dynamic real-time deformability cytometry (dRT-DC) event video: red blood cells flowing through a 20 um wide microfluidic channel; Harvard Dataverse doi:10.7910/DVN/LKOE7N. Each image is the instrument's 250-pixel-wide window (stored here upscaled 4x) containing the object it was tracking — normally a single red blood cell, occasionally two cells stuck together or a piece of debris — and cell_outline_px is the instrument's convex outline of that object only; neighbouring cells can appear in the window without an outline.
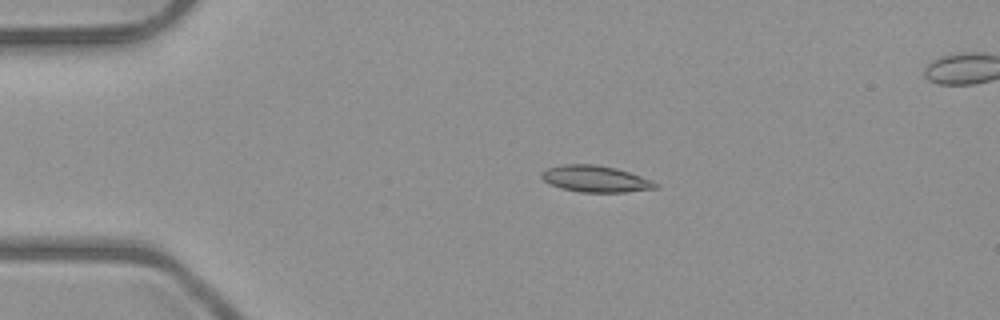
{"species": "common noctule bat (a hibernating species)", "species_latin": "Nyctalus noctula", "temperature_condition": "room temperature", "stored_images_in_passage": 6, "camera_frame_rate_fps": 3000, "um_per_image_px": 0.085, "animal": {"sex": "male", "body_mass_g": 23.1, "forearm_length_mm": 52.7}, "frame": {"image": 1, "passage_image": 4, "time_ms": 3.667, "image_size_px": [1000, 320], "cell_outline_px": [[660, 188], [624, 192], [580, 192], [560, 188], [548, 184], [540, 176], [540, 172], [548, 168], [564, 164], [596, 164], [616, 168], [652, 180], [660, 184]], "centroid_in_image_um": [50.61, 15.21], "position_along_channel_um": 34.4, "area_um2": 17.74}}